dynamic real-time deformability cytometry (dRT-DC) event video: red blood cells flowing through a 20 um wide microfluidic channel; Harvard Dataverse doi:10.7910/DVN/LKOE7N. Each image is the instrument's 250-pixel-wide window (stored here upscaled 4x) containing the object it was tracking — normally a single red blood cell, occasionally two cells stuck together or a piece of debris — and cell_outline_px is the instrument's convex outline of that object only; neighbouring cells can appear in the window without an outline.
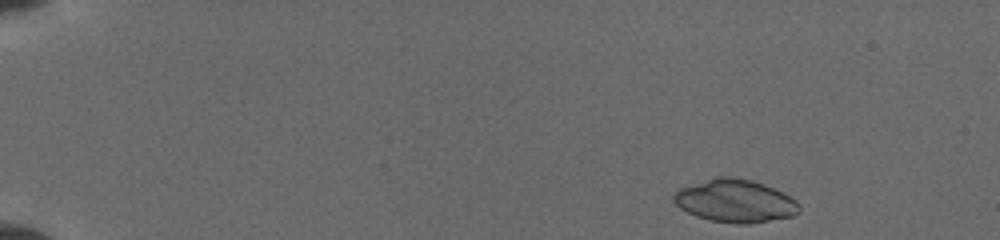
{"species": "common noctule bat (a hibernating species)", "species_latin": "Nyctalus noctula", "temperature_condition": "cold", "stored_images_in_passage": 15, "camera_frame_rate_fps": 3000, "um_per_image_px": 0.085, "animal": {"sex": "female", "body_mass_g": 19.5, "forearm_length_mm": 54.1}, "frame": {"image": 1, "passage_image": 1, "time_ms": 0.0, "image_size_px": [1000, 240], "cell_outline_px": [[800, 212], [792, 216], [748, 224], [736, 224], [712, 220], [696, 216], [680, 208], [672, 200], [672, 196], [680, 188], [716, 176], [732, 176], [752, 180], [764, 184], [796, 200], [800, 208]], "centroid_in_image_um": [62.47, 17.07], "position_along_channel_um": 22.5, "area_um2": 31.15}}